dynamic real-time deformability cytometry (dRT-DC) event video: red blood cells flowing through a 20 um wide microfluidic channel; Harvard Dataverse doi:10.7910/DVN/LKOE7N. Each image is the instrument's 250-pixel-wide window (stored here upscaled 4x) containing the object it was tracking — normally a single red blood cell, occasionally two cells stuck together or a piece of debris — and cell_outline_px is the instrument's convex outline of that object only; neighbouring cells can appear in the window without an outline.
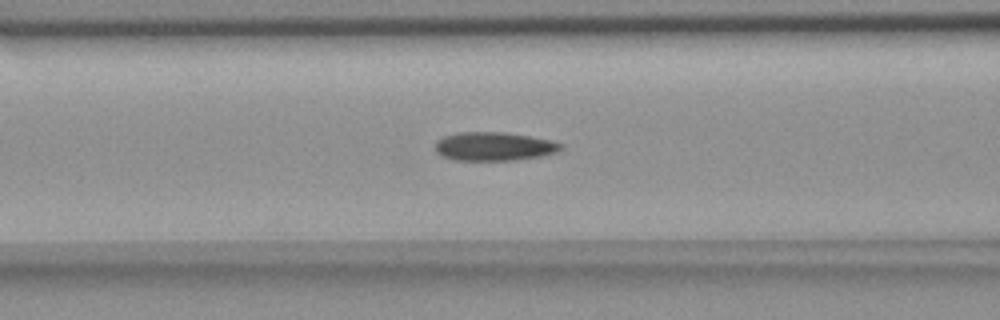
{"species": "common noctule bat (a hibernating species)", "species_latin": "Nyctalus noctula", "temperature_condition": "room temperature", "stored_images_in_passage": 55, "camera_frame_rate_fps": 3000, "um_per_image_px": 0.085, "animal": {"sex": "female", "body_mass_g": 18.4}, "frame": {"image": 1, "passage_image": 21, "time_ms": 6.667, "image_size_px": [1000, 320], "cell_outline_px": [[564, 148], [556, 152], [540, 156], [516, 160], [452, 160], [440, 156], [436, 152], [436, 140], [444, 136], [456, 132], [504, 132], [528, 136], [548, 140], [564, 144]], "centroid_in_image_um": [41.95, 12.45], "position_along_channel_um": 124.6, "area_um2": 21.04}}
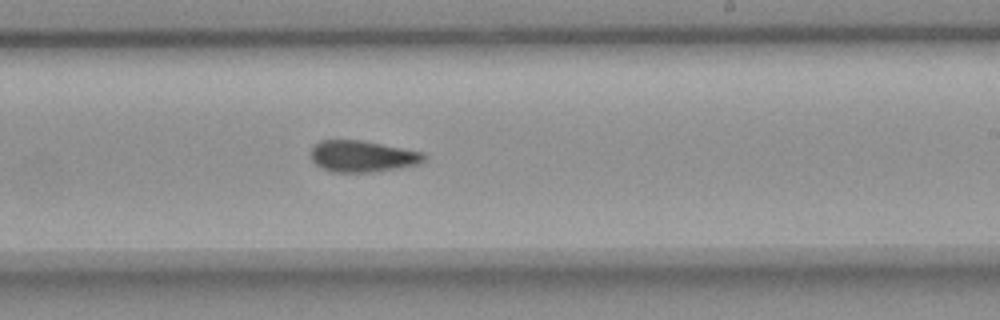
{"frame": {"image": 2, "passage_image": 32, "time_ms": 10.333, "image_size_px": [1000, 320], "cell_outline_px": [[428, 156], [424, 160], [416, 164], [400, 168], [372, 172], [332, 172], [316, 164], [312, 160], [312, 148], [320, 140], [360, 140], [424, 152]], "centroid_in_image_um": [30.83, 13.28], "position_along_channel_um": 258.2, "area_um2": 20.58}}
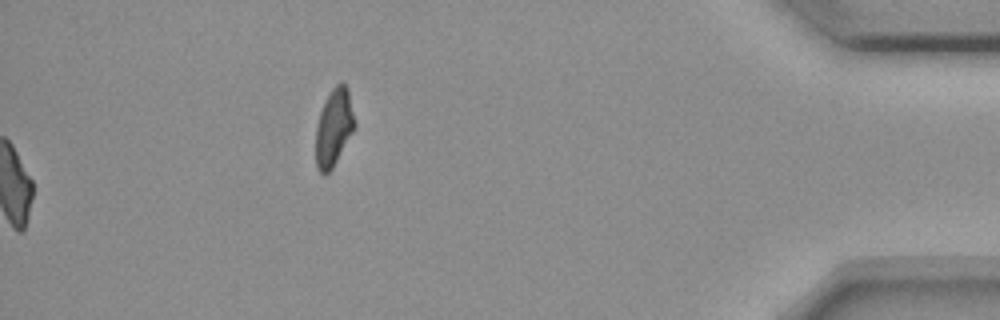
{"frame": {"image": 3, "passage_image": 55, "time_ms": 18.0, "image_size_px": [1000, 320], "cell_outline_px": [[356, 124], [352, 132], [332, 168], [324, 176], [316, 168], [316, 124], [324, 100], [328, 92], [340, 80], [348, 88], [356, 120]], "centroid_in_image_um": [28.37, 10.78], "position_along_channel_um": 406.8, "area_um2": 17.69}, "authors_computed_cell_mechanics": {"area_um2": 20.6346, "velocity_mm_per_s": 3.6649, "shape_relaxation_time_tau1_ms": 8.3631, "shape_relaxation_time_tau2_ms": 4.0466, "deformation_change_tau1": 0.2076, "deformation_change_tau2": 0.1198}}